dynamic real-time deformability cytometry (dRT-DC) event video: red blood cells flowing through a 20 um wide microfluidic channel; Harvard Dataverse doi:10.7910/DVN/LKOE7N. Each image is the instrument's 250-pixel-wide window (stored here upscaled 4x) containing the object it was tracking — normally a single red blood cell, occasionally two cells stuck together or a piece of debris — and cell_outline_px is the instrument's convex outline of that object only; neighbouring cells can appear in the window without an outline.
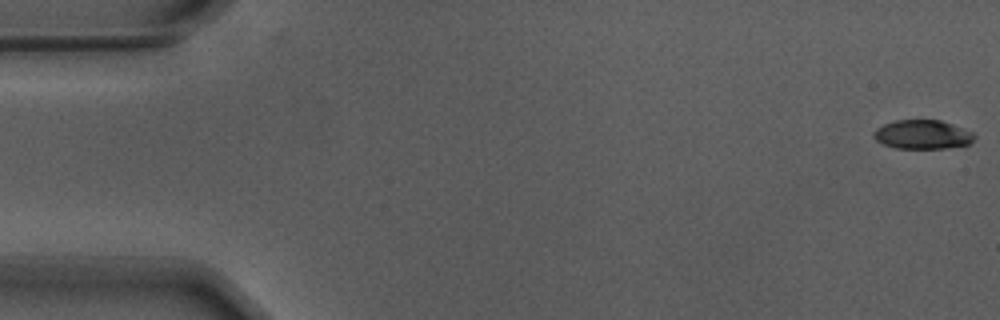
{"species": "Egyptian fruit bat (a non-hibernating species)", "species_latin": "Rousettus aegyptiacus", "temperature_condition": "warm", "stored_images_in_passage": 56, "camera_frame_rate_fps": 3000, "um_per_image_px": 0.085, "animal": {"sex": "male"}, "frame": {"image": 1, "passage_image": 1, "time_ms": 0.0, "image_size_px": [1000, 320], "cell_outline_px": [[976, 136], [968, 144], [944, 148], [896, 148], [884, 144], [876, 140], [872, 136], [872, 132], [876, 128], [884, 124], [896, 120], [940, 120], [952, 124], [972, 132]], "centroid_in_image_um": [78.37, 11.43], "position_along_channel_um": 6.6, "area_um2": 16.88}}
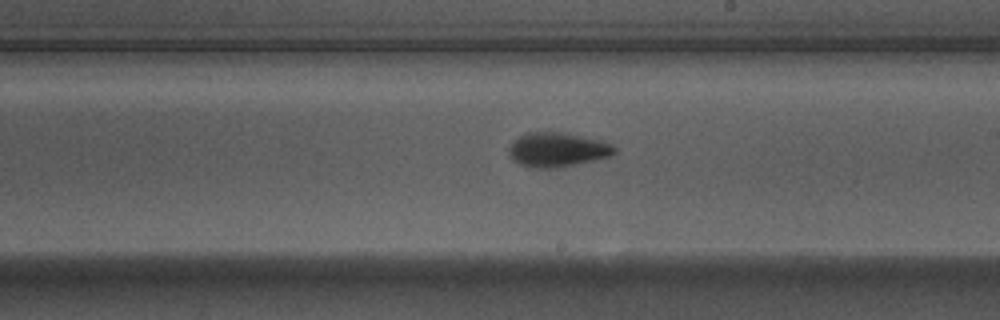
{"frame": {"image": 2, "passage_image": 32, "time_ms": 10.333, "image_size_px": [1000, 320], "cell_outline_px": [[616, 152], [608, 156], [560, 168], [528, 168], [512, 160], [508, 152], [508, 148], [520, 136], [528, 132], [560, 132], [600, 140], [616, 148]], "centroid_in_image_um": [47.32, 12.74], "position_along_channel_um": 241.7, "area_um2": 20.87}}
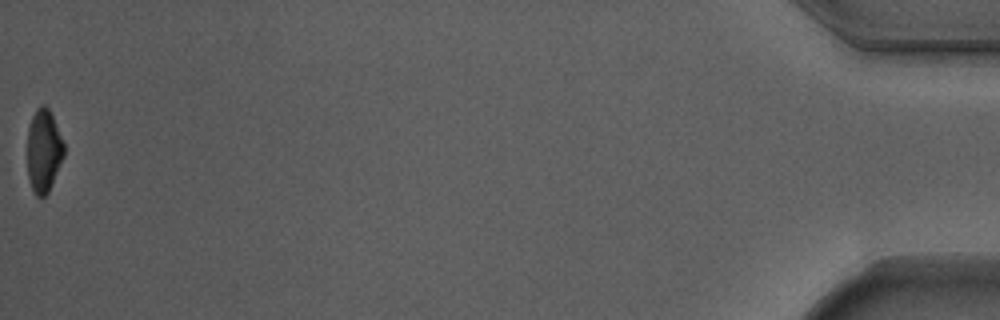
{"frame": {"image": 3, "passage_image": 56, "time_ms": 18.333, "image_size_px": [1000, 320], "cell_outline_px": [[64, 156], [48, 192], [44, 196], [36, 196], [32, 188], [28, 176], [28, 128], [32, 116], [36, 108], [40, 104], [44, 104], [48, 108], [52, 116], [64, 144]], "centroid_in_image_um": [3.71, 12.79], "position_along_channel_um": 431.5, "area_um2": 17.46}, "authors_computed_cell_mechanics": {"area_um2": 19.363, "velocity_mm_per_s": 3.7132, "shape_relaxation_time_tau1_ms": 2.7469, "shape_relaxation_time_tau2_ms": 3.3788, "deformation_change_tau1": 0.1699, "deformation_change_tau2": 0.0908}}